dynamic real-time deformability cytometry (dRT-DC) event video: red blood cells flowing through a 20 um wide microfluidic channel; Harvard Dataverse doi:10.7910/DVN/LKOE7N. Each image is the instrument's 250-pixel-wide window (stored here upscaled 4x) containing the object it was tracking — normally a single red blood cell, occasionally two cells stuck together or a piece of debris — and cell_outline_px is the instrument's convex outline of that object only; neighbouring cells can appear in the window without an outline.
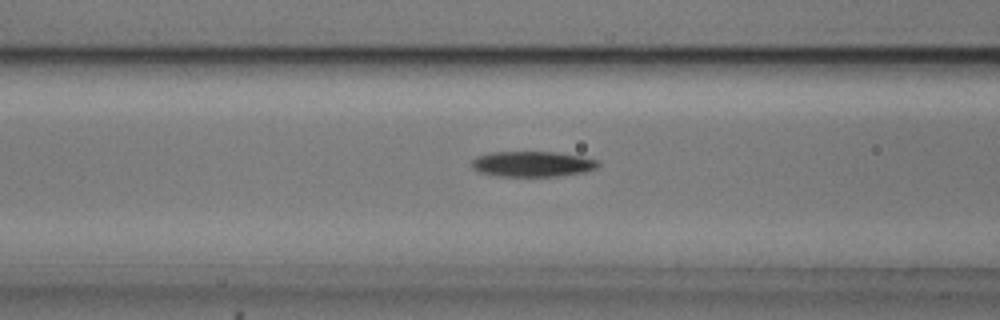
{"species": "common noctule bat (a hibernating species)", "species_latin": "Nyctalus noctula", "temperature_condition": "cold", "stored_images_in_passage": 54, "camera_frame_rate_fps": 3000, "um_per_image_px": 0.085, "animal": {"sex": "male", "body_mass_g": 20.5, "forearm_length_mm": 52.5}, "frame": {"image": 1, "passage_image": 21, "time_ms": 6.667, "image_size_px": [1000, 320], "cell_outline_px": [[600, 164], [596, 168], [584, 172], [556, 176], [496, 176], [476, 172], [472, 168], [472, 160], [476, 156], [492, 152], [556, 152], [580, 156], [600, 160]], "centroid_in_image_um": [45.23, 13.94], "position_along_channel_um": 121.4, "area_um2": 18.9}}
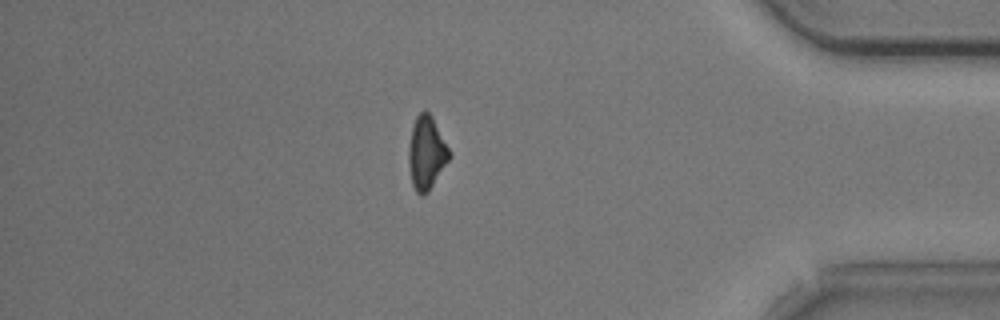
{"frame": {"image": 2, "passage_image": 46, "time_ms": 15.0, "image_size_px": [1000, 320], "cell_outline_px": [[452, 156], [428, 192], [420, 196], [416, 192], [412, 184], [408, 164], [408, 148], [412, 128], [416, 116], [424, 108], [432, 116]], "centroid_in_image_um": [36.24, 13.0], "position_along_channel_um": 399.0, "area_um2": 17.34}}
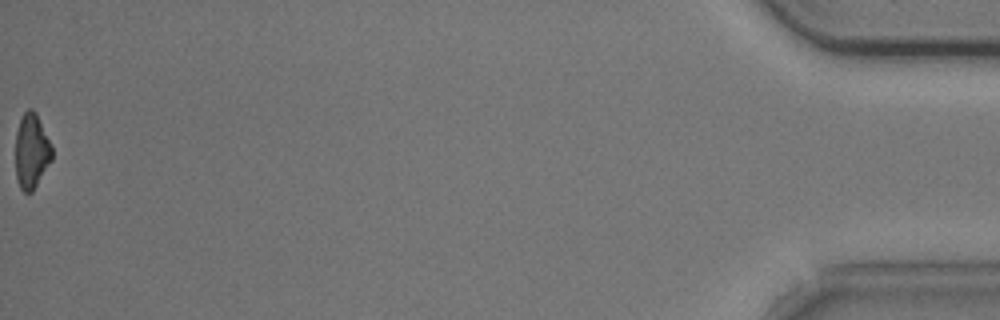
{"frame": {"image": 3, "passage_image": 54, "time_ms": 17.667, "image_size_px": [1000, 320], "cell_outline_px": [[52, 160], [32, 192], [24, 192], [20, 188], [16, 180], [16, 132], [20, 120], [24, 112], [28, 108], [32, 108], [36, 112], [52, 148]], "centroid_in_image_um": [2.67, 12.85], "position_along_channel_um": 432.5, "area_um2": 15.84}, "authors_computed_cell_mechanics": {"area_um2": 17.8602, "velocity_mm_per_s": 3.7443, "shape_relaxation_time_tau1_ms": 2.3608, "shape_relaxation_time_tau2_ms": null, "deformation_change_tau1": 0.0975, "deformation_change_tau2": null}}